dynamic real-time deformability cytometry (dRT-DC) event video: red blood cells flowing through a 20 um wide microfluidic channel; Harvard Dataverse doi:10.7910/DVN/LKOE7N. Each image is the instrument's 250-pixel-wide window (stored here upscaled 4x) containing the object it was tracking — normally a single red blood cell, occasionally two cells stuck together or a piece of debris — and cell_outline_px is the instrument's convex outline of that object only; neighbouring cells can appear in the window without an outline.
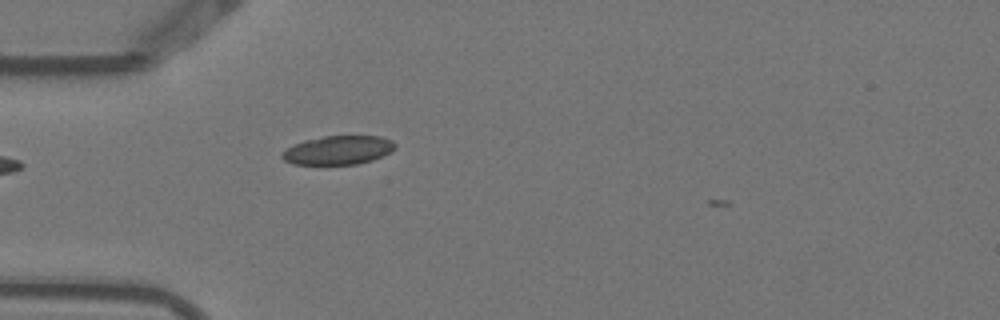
{"species": "Egyptian fruit bat (a non-hibernating species)", "species_latin": "Rousettus aegyptiacus", "temperature_condition": "warm", "stored_images_in_passage": 2, "camera_frame_rate_fps": 3000, "um_per_image_px": 0.085, "animal": {"sex": "female"}, "frame": {"image": 1, "passage_image": 2, "time_ms": 0.333, "image_size_px": [1000, 320], "cell_outline_px": [[396, 148], [392, 152], [372, 160], [356, 164], [292, 164], [284, 160], [280, 156], [280, 152], [292, 144], [304, 140], [324, 136], [380, 136], [392, 140], [396, 144]], "centroid_in_image_um": [28.73, 12.76], "position_along_channel_um": 56.3, "area_um2": 19.19}}